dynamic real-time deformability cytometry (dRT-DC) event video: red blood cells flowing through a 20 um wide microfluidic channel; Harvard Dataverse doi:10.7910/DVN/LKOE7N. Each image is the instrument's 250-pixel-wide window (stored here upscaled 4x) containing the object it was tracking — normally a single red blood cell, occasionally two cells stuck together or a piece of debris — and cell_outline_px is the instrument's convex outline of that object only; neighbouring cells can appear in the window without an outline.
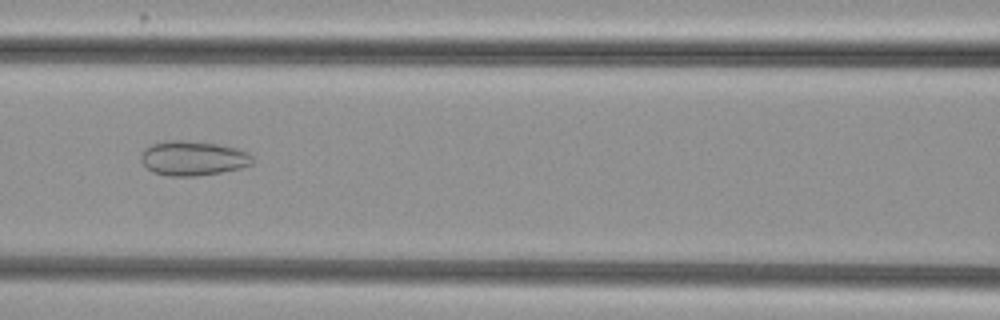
{"species": "common noctule bat (a hibernating species)", "species_latin": "Nyctalus noctula", "temperature_condition": "cold", "stored_images_in_passage": 43, "camera_frame_rate_fps": 3000, "um_per_image_px": 0.085, "animal": {"sex": "female", "body_mass_g": 29.2, "forearm_length_mm": 56.3}, "frame": {"image": 1, "passage_image": 14, "time_ms": 4.333, "image_size_px": [1000, 320], "cell_outline_px": [[252, 164], [240, 168], [220, 172], [196, 176], [168, 176], [152, 172], [140, 160], [140, 152], [144, 148], [152, 144], [168, 140], [184, 140], [216, 144], [236, 148], [248, 152], [252, 156]], "centroid_in_image_um": [16.36, 13.45], "position_along_channel_um": 150.2, "area_um2": 22.48}}
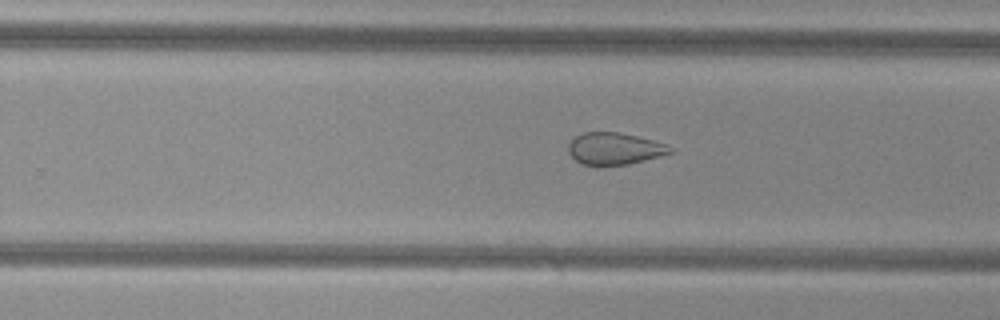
{"frame": {"image": 2, "passage_image": 24, "time_ms": 7.667, "image_size_px": [1000, 320], "cell_outline_px": [[676, 152], [628, 164], [600, 168], [580, 164], [568, 152], [568, 144], [576, 136], [584, 132], [620, 132], [668, 144], [676, 148]], "centroid_in_image_um": [52.26, 12.67], "position_along_channel_um": 277.5, "area_um2": 19.59}}
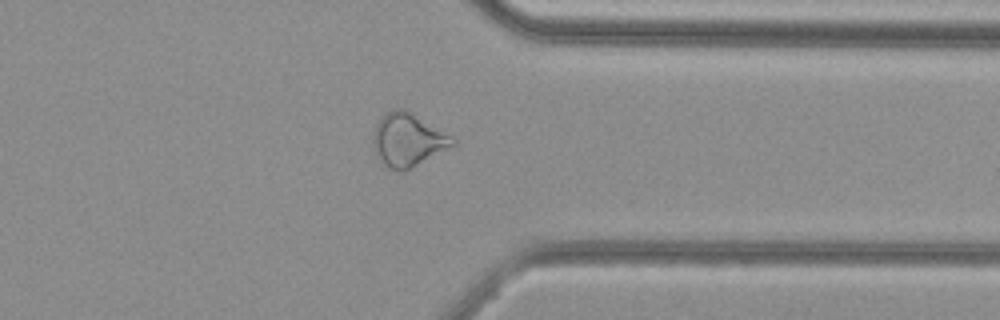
{"frame": {"image": 3, "passage_image": 32, "time_ms": 10.333, "image_size_px": [1000, 320], "cell_outline_px": [[456, 144], [404, 172], [400, 172], [388, 168], [376, 156], [372, 140], [372, 136], [376, 124], [380, 116], [384, 112], [392, 108], [404, 108], [456, 140]], "centroid_in_image_um": [34.6, 11.89], "position_along_channel_um": 376.8, "area_um2": 24.57}, "authors_computed_cell_mechanics": {"area_um2": 25.143, "velocity_mm_per_s": 3.8314, "shape_relaxation_time_tau1_ms": null, "shape_relaxation_time_tau2_ms": 2.035, "deformation_change_tau1": null, "deformation_change_tau2": 0.0897}}